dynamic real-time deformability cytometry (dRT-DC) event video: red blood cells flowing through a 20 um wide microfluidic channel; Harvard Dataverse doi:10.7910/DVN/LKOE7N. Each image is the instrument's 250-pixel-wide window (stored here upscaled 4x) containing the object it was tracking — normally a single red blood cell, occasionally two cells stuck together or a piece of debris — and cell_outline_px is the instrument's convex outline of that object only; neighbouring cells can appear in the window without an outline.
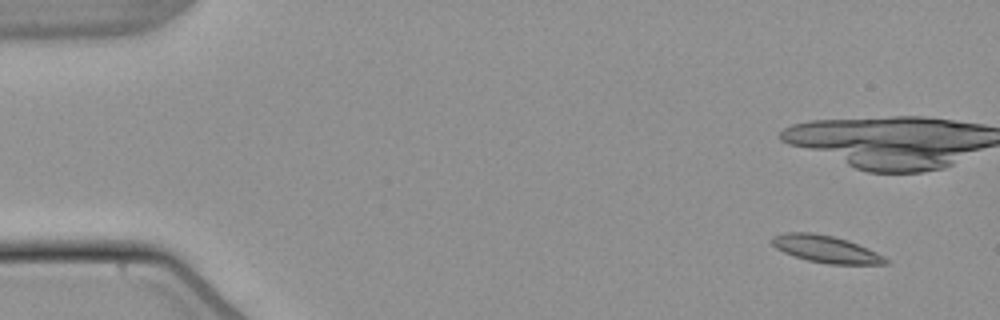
{"species": "common noctule bat (a hibernating species)", "species_latin": "Nyctalus noctula", "temperature_condition": "warm", "stored_images_in_passage": 39, "camera_frame_rate_fps": 3000, "um_per_image_px": 0.085, "animal": {"sex": "male", "body_mass_g": 21.5, "forearm_length_mm": 52.0}, "frame": {"image": 1, "passage_image": 1, "time_ms": 0.0, "image_size_px": [1000, 320], "cell_outline_px": [[888, 264], [828, 264], [808, 260], [784, 252], [776, 248], [772, 244], [772, 236], [784, 232], [812, 232], [832, 236], [848, 240], [868, 248], [884, 256], [888, 260]], "centroid_in_image_um": [70.2, 21.16], "position_along_channel_um": 14.8, "area_um2": 17.86}}